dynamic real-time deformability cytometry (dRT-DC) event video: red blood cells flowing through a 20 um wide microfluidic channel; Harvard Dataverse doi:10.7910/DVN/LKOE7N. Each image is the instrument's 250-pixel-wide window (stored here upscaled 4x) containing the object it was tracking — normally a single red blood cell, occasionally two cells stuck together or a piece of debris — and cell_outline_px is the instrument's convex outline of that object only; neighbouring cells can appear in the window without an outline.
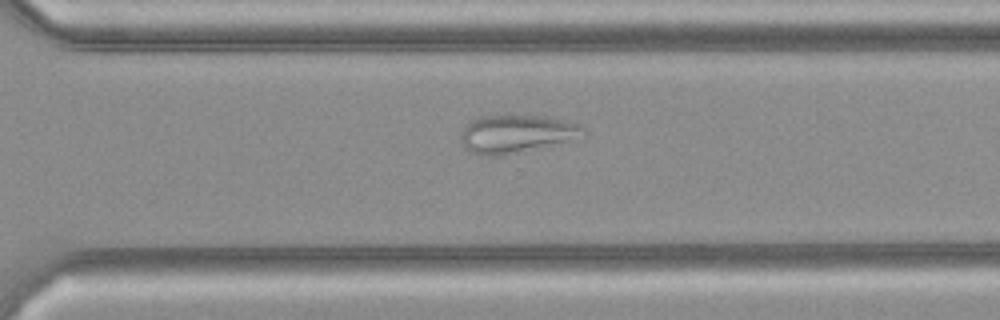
{"species": "common noctule bat (a hibernating species)", "species_latin": "Nyctalus noctula", "temperature_condition": "cold", "stored_images_in_passage": 23, "camera_frame_rate_fps": 3000, "um_per_image_px": 0.085, "animal": {"sex": "female", "body_mass_g": 21.9}, "frame": {"image": 1, "passage_image": 20, "time_ms": 6.333, "image_size_px": [1000, 320], "cell_outline_px": [[588, 132], [580, 140], [500, 156], [488, 156], [472, 152], [460, 140], [460, 132], [472, 120], [484, 116], [552, 116], [580, 124]], "centroid_in_image_um": [44.04, 11.39], "position_along_channel_um": 326.6, "area_um2": 27.57}}